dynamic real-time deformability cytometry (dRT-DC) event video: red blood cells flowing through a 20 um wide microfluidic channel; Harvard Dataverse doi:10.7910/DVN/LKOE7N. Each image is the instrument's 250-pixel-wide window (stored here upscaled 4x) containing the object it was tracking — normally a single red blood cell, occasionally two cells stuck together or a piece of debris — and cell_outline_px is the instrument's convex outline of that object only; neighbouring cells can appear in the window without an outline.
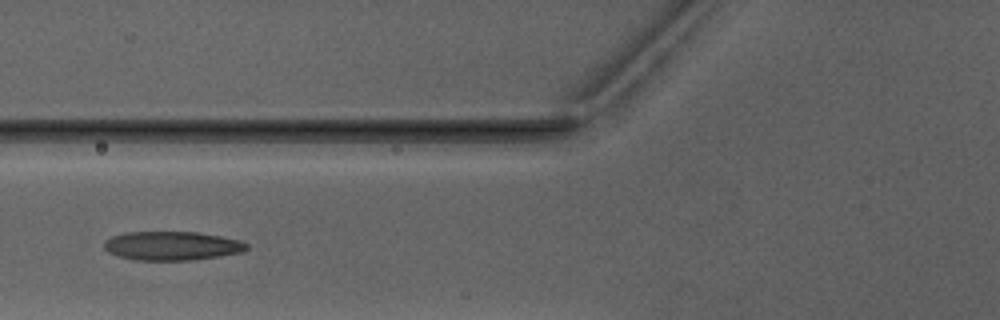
{"species": "Egyptian fruit bat (a non-hibernating species)", "species_latin": "Rousettus aegyptiacus", "temperature_condition": "warm", "stored_images_in_passage": 4, "camera_frame_rate_fps": 3000, "um_per_image_px": 0.085, "animal": {"sex": "male"}, "frame": {"image": 1, "passage_image": 4, "time_ms": 3.667, "image_size_px": [1000, 320], "cell_outline_px": [[248, 248], [240, 252], [220, 256], [192, 260], [136, 260], [116, 256], [108, 252], [104, 248], [104, 240], [112, 236], [124, 232], [196, 232], [220, 236], [240, 240], [248, 244]], "centroid_in_image_um": [14.58, 20.89], "position_along_channel_um": 111.2, "area_um2": 24.04}}